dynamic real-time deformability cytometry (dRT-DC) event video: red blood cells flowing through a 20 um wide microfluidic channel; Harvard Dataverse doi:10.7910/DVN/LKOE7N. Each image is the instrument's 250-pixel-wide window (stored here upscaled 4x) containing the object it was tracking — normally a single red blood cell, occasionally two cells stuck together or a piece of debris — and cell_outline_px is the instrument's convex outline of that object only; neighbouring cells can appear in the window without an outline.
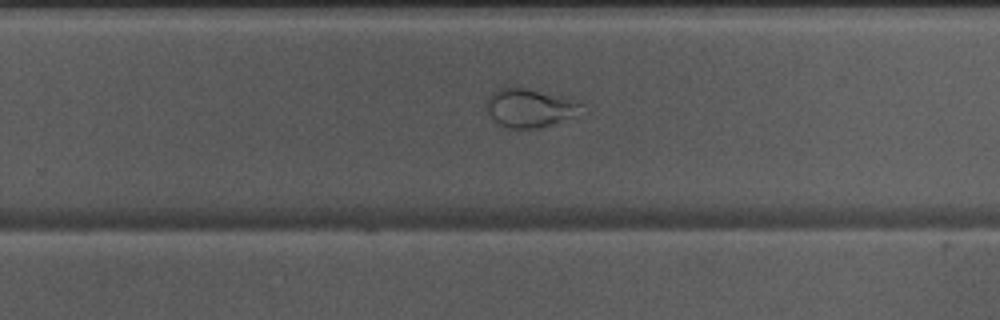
{"species": "Egyptian fruit bat (a non-hibernating species)", "species_latin": "Rousettus aegyptiacus", "temperature_condition": "warm", "stored_images_in_passage": 42, "camera_frame_rate_fps": 3000, "um_per_image_px": 0.085, "animal": {"sex": "male"}, "frame": {"image": 1, "passage_image": 30, "time_ms": 9.667, "image_size_px": [1000, 320], "cell_outline_px": [[588, 116], [540, 128], [508, 128], [500, 124], [488, 112], [488, 96], [492, 92], [500, 88], [536, 88], [588, 104]], "centroid_in_image_um": [45.31, 9.18], "position_along_channel_um": 284.5, "area_um2": 22.54}}